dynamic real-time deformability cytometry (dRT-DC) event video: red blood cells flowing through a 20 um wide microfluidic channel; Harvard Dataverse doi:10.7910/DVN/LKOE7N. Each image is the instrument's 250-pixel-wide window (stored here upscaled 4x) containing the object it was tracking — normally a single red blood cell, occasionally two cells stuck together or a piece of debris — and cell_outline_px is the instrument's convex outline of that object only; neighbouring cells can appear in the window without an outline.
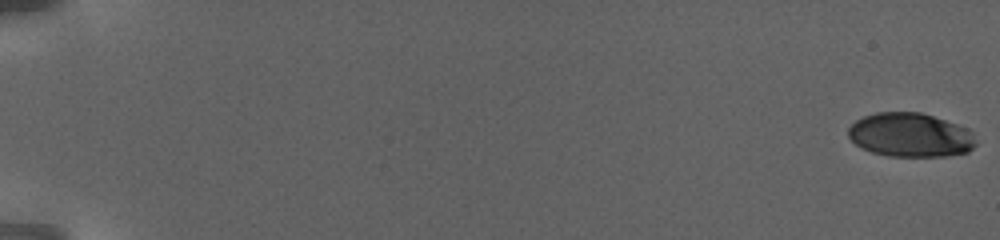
{"species": "human", "species_latin": "Homo sapiens", "temperature_condition": "warm", "stored_images_in_passage": 48, "camera_frame_rate_fps": 3000, "um_per_image_px": 0.085, "donor": {"sex": "female"}, "frame": {"image": 1, "passage_image": 1, "time_ms": 0.0, "image_size_px": [1000, 240], "cell_outline_px": [[976, 144], [968, 152], [944, 156], [888, 156], [872, 152], [860, 148], [848, 136], [848, 128], [856, 120], [864, 116], [876, 112], [920, 112], [968, 128], [972, 132], [976, 140]], "centroid_in_image_um": [77.37, 11.48], "position_along_channel_um": 7.6, "area_um2": 32.71}}
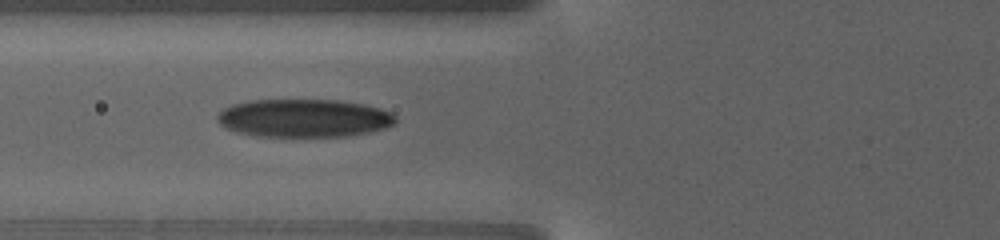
{"frame": {"image": 2, "passage_image": 40, "time_ms": 10.667, "image_size_px": [1000, 240], "cell_outline_px": [[396, 120], [392, 124], [384, 128], [368, 132], [348, 136], [292, 140], [252, 136], [236, 132], [220, 124], [216, 120], [216, 116], [224, 108], [232, 104], [248, 100], [340, 100], [364, 104], [380, 108], [396, 116]], "centroid_in_image_um": [25.78, 10.09], "position_along_channel_um": 100.0, "area_um2": 40.98}}
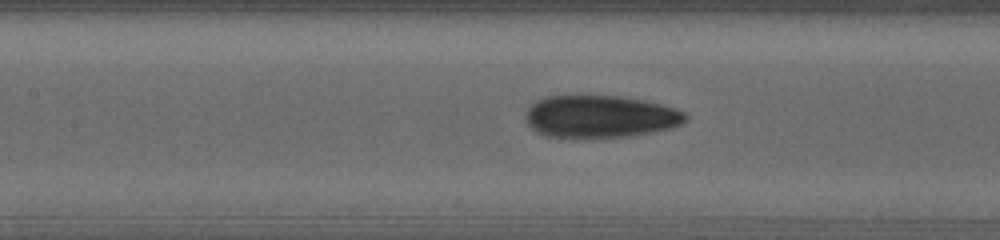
{"frame": {"image": 3, "passage_image": 47, "time_ms": 12.667, "image_size_px": [1000, 240], "cell_outline_px": [[688, 116], [680, 124], [668, 128], [628, 136], [576, 140], [544, 136], [536, 132], [528, 124], [524, 116], [528, 108], [536, 100], [544, 96], [620, 96], [644, 100], [660, 104], [684, 112]], "centroid_in_image_um": [50.91, 9.93], "position_along_channel_um": 156.5, "area_um2": 39.94}}